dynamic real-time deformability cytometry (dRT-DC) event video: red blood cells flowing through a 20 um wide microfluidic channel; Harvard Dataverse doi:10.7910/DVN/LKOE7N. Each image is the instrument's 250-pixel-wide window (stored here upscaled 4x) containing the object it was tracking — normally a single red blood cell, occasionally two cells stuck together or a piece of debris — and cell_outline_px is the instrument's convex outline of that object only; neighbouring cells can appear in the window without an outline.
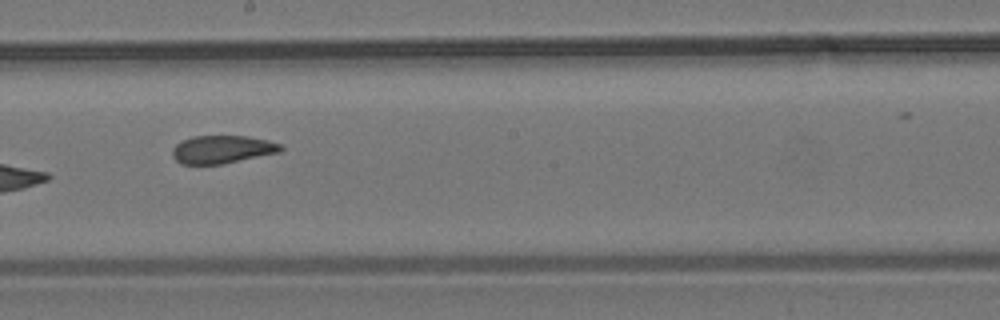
{"species": "common noctule bat (a hibernating species)", "species_latin": "Nyctalus noctula", "temperature_condition": "room temperature", "stored_images_in_passage": 10, "camera_frame_rate_fps": 3000, "um_per_image_px": 0.085, "animal": {"sex": "male", "body_mass_g": 19.2, "forearm_length_mm": 51.8}, "frame": {"image": 1, "passage_image": 9, "time_ms": 10.333, "image_size_px": [1000, 320], "cell_outline_px": [[284, 148], [280, 152], [220, 164], [180, 164], [172, 156], [172, 148], [180, 140], [192, 136], [248, 136], [268, 140], [280, 144]], "centroid_in_image_um": [18.85, 12.69], "position_along_channel_um": 229.4, "area_um2": 17.69}}
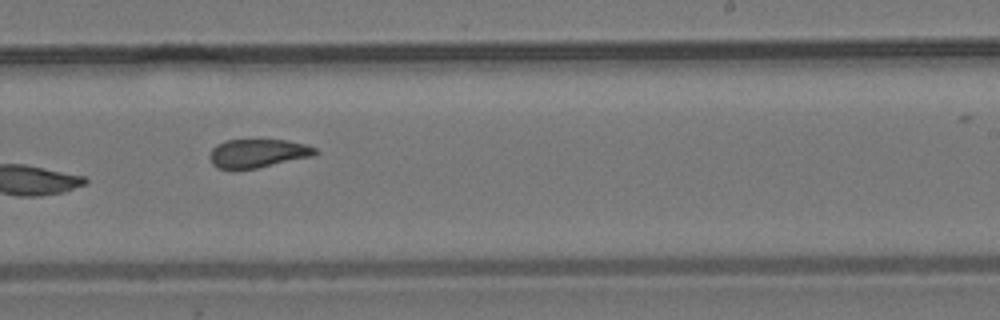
{"frame": {"image": 2, "passage_image": 10, "time_ms": 11.333, "image_size_px": [1000, 320], "cell_outline_px": [[320, 152], [316, 156], [256, 168], [232, 172], [216, 168], [212, 164], [208, 156], [212, 148], [216, 144], [224, 140], [288, 140], [304, 144], [316, 148]], "centroid_in_image_um": [21.87, 13.06], "position_along_channel_um": 267.1, "area_um2": 18.26}}